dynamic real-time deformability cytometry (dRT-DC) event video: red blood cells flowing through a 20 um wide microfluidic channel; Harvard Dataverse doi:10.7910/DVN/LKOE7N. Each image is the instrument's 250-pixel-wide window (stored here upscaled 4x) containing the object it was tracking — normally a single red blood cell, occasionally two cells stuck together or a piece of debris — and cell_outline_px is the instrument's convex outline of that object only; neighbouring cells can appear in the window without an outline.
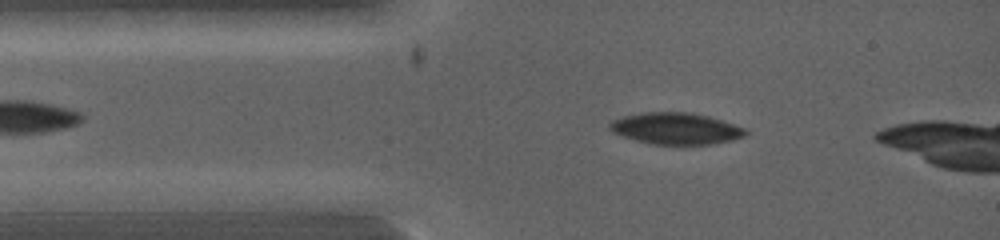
{"species": "common noctule bat (a hibernating species)", "species_latin": "Nyctalus noctula", "temperature_condition": "warm", "stored_images_in_passage": 28, "camera_frame_rate_fps": 5000, "um_per_image_px": 0.085, "animal": {"sex": "female", "body_mass_g": 19.0, "forearm_length_mm": 53.3}, "frame": {"image": 1, "passage_image": 5, "time_ms": 0.8, "image_size_px": [1000, 240], "cell_outline_px": [[748, 132], [744, 136], [732, 140], [712, 144], [652, 144], [620, 136], [612, 132], [608, 128], [608, 124], [612, 120], [624, 116], [640, 112], [692, 112], [708, 116], [744, 128]], "centroid_in_image_um": [57.39, 10.92], "position_along_channel_um": 27.6, "area_um2": 24.97}}
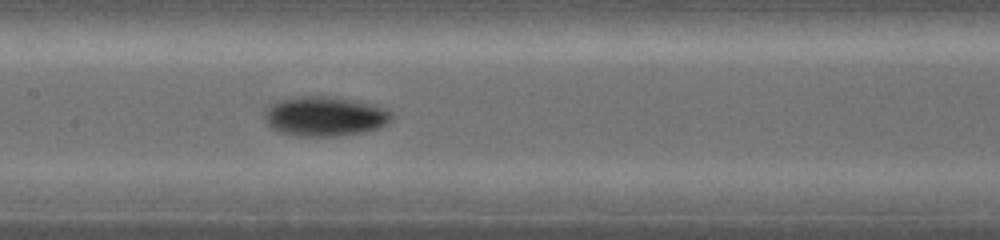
{"frame": {"image": 2, "passage_image": 18, "time_ms": 3.6, "image_size_px": [1000, 240], "cell_outline_px": [[392, 120], [388, 124], [380, 128], [364, 132], [336, 136], [296, 136], [280, 132], [272, 128], [268, 124], [264, 116], [264, 112], [268, 104], [276, 100], [288, 96], [340, 96], [360, 100], [376, 104], [388, 108], [392, 112]], "centroid_in_image_um": [27.64, 9.85], "position_along_channel_um": 179.8, "area_um2": 30.46}}
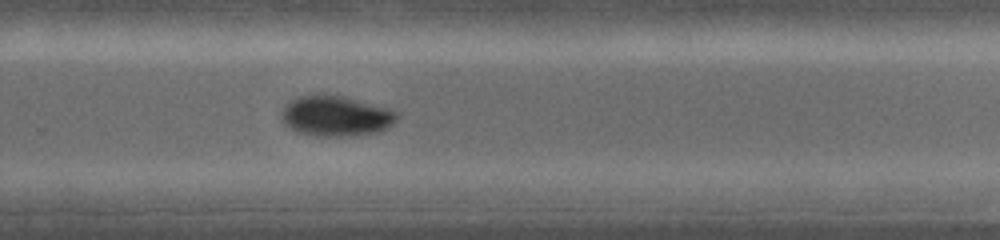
{"frame": {"image": 3, "passage_image": 28, "time_ms": 5.6, "image_size_px": [1000, 240], "cell_outline_px": [[400, 116], [388, 128], [380, 132], [356, 136], [320, 136], [300, 132], [284, 124], [280, 116], [280, 112], [284, 104], [300, 96], [324, 92], [348, 96], [388, 108], [400, 112]], "centroid_in_image_um": [28.58, 9.83], "position_along_channel_um": 301.2, "area_um2": 28.03}}